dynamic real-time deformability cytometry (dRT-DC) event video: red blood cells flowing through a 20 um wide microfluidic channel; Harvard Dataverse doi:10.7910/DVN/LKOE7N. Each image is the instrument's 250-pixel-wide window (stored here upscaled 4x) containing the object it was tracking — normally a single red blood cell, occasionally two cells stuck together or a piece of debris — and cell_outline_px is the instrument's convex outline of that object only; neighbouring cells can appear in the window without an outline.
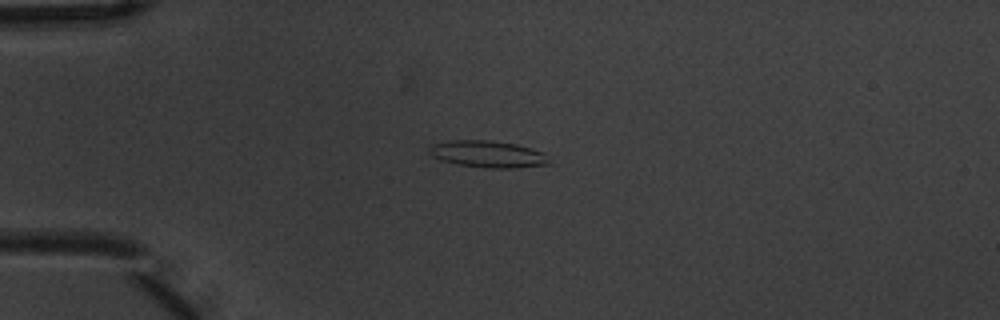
{"species": "common noctule bat (a hibernating species)", "species_latin": "Nyctalus noctula", "temperature_condition": "warm", "stored_images_in_passage": 4, "camera_frame_rate_fps": 3000, "um_per_image_px": 0.085, "animal": {"sex": "male", "body_mass_g": 20.1, "forearm_length_mm": 53.5}, "frame": {"image": 1, "passage_image": 3, "time_ms": 0.667, "image_size_px": [1000, 320], "cell_outline_px": [[552, 164], [512, 168], [488, 168], [456, 164], [432, 156], [428, 152], [428, 148], [432, 144], [448, 140], [488, 140], [516, 144], [532, 148], [544, 152]], "centroid_in_image_um": [41.48, 13.09], "position_along_channel_um": 43.5, "area_um2": 18.84}}